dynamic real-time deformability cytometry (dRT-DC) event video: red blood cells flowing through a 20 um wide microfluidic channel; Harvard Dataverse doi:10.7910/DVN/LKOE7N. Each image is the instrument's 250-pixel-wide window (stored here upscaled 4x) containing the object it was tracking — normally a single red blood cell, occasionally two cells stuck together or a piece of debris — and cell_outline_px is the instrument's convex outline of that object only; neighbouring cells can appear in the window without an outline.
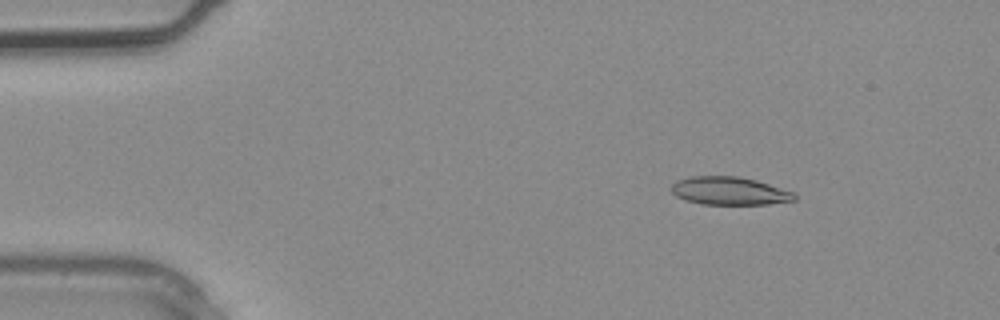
{"species": "common noctule bat (a hibernating species)", "species_latin": "Nyctalus noctula", "temperature_condition": "warm", "stored_images_in_passage": 3, "camera_frame_rate_fps": 3000, "um_per_image_px": 0.085, "animal": {"sex": "male", "body_mass_g": 20.4}, "frame": {"image": 1, "passage_image": 2, "time_ms": 0.333, "image_size_px": [1000, 320], "cell_outline_px": [[796, 200], [768, 204], [700, 204], [684, 200], [676, 196], [672, 192], [672, 184], [676, 180], [692, 176], [740, 176], [756, 180], [796, 192]], "centroid_in_image_um": [62.02, 16.22], "position_along_channel_um": 23.0, "area_um2": 20.29}}